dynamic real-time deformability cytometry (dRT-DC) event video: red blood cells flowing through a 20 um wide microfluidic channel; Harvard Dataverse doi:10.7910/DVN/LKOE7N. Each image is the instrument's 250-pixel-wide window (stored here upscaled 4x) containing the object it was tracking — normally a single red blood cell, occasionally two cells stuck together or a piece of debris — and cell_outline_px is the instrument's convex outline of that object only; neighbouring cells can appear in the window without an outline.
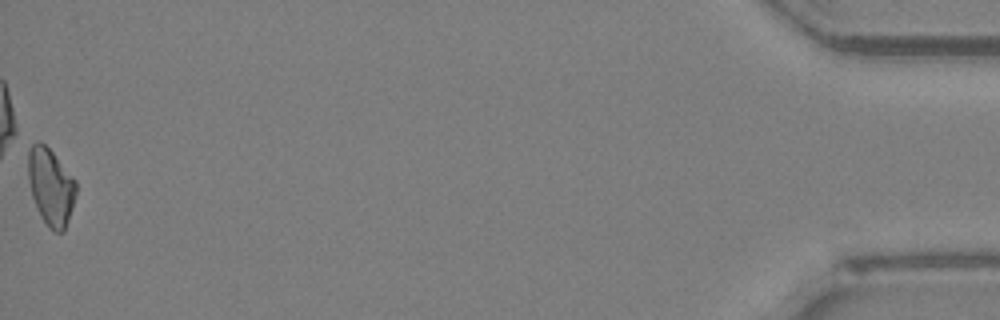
{"species": "Egyptian fruit bat (a non-hibernating species)", "species_latin": "Rousettus aegyptiacus", "temperature_condition": "room temperature", "stored_images_in_passage": 40, "camera_frame_rate_fps": 3000, "um_per_image_px": 0.085, "animal": {"sex": "female"}, "frame": {"image": 1, "passage_image": 40, "time_ms": 13.0, "image_size_px": [1000, 320], "cell_outline_px": [[76, 192], [64, 232], [56, 232], [48, 228], [40, 216], [36, 208], [32, 196], [28, 180], [28, 144], [36, 140], [40, 140], [52, 152], [76, 180]], "centroid_in_image_um": [4.28, 15.84], "position_along_channel_um": 430.9, "area_um2": 21.62}}